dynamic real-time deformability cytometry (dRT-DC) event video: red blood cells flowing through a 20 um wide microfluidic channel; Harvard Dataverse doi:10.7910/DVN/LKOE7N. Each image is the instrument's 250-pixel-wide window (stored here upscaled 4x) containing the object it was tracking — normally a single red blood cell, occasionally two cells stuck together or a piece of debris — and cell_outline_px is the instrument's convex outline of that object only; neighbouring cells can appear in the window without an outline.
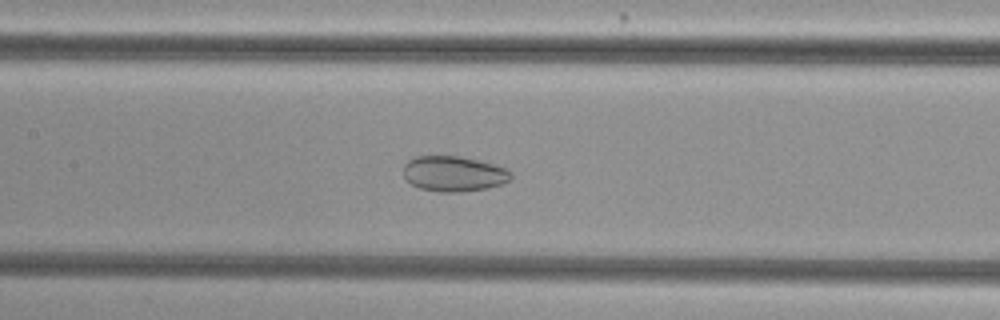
{"species": "common noctule bat (a hibernating species)", "species_latin": "Nyctalus noctula", "temperature_condition": "cold", "stored_images_in_passage": 34, "camera_frame_rate_fps": 3000, "um_per_image_px": 0.085, "animal": {"sex": "female", "body_mass_g": 29.2, "forearm_length_mm": 56.3}, "frame": {"image": 1, "passage_image": 12, "time_ms": 3.667, "image_size_px": [1000, 320], "cell_outline_px": [[512, 180], [504, 184], [488, 188], [460, 192], [440, 192], [420, 188], [412, 184], [404, 176], [404, 164], [408, 160], [416, 156], [460, 156], [508, 168], [512, 172]], "centroid_in_image_um": [38.61, 14.77], "position_along_channel_um": 168.8, "area_um2": 22.31}}
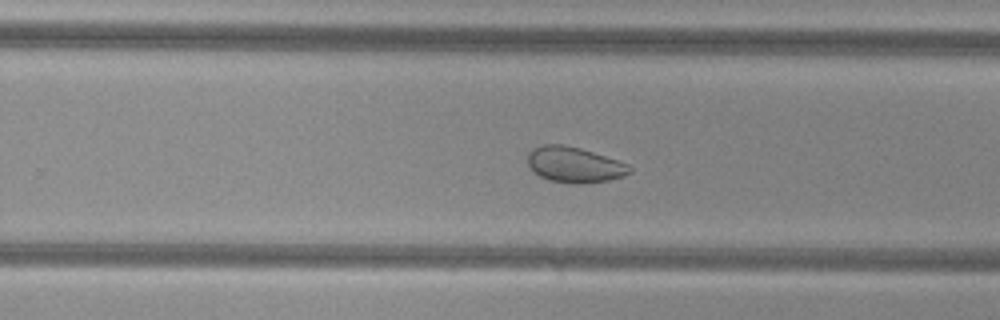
{"frame": {"image": 2, "passage_image": 21, "time_ms": 6.667, "image_size_px": [1000, 320], "cell_outline_px": [[632, 172], [624, 176], [608, 180], [580, 184], [572, 184], [548, 180], [532, 172], [528, 164], [528, 152], [532, 148], [544, 144], [564, 144], [580, 148], [628, 164], [632, 168]], "centroid_in_image_um": [48.79, 14.01], "position_along_channel_um": 281.0, "area_um2": 21.27}}
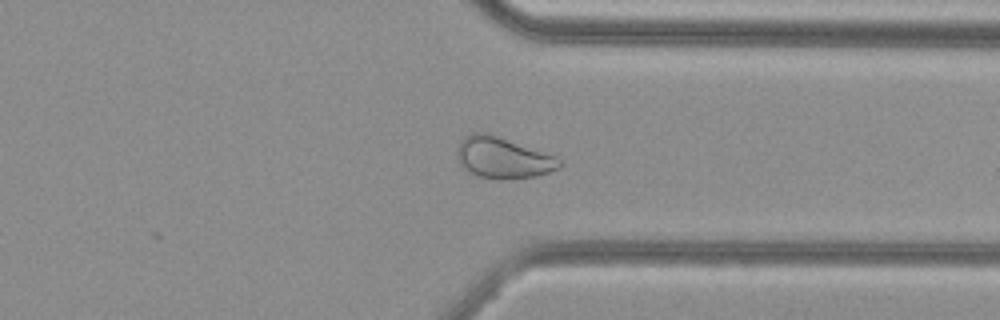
{"frame": {"image": 3, "passage_image": 28, "time_ms": 9.0, "image_size_px": [1000, 320], "cell_outline_px": [[564, 164], [560, 168], [536, 176], [504, 180], [500, 180], [480, 176], [460, 168], [456, 156], [456, 148], [460, 140], [464, 136], [472, 132], [488, 132], [556, 156], [564, 160]], "centroid_in_image_um": [42.73, 13.4], "position_along_channel_um": 368.7, "area_um2": 25.2}, "authors_computed_cell_mechanics": {"area_um2": 22.9177, "velocity_mm_per_s": 3.7473, "shape_relaxation_time_tau1_ms": null, "shape_relaxation_time_tau2_ms": 1.8104, "deformation_change_tau1": null, "deformation_change_tau2": 0.0594}}